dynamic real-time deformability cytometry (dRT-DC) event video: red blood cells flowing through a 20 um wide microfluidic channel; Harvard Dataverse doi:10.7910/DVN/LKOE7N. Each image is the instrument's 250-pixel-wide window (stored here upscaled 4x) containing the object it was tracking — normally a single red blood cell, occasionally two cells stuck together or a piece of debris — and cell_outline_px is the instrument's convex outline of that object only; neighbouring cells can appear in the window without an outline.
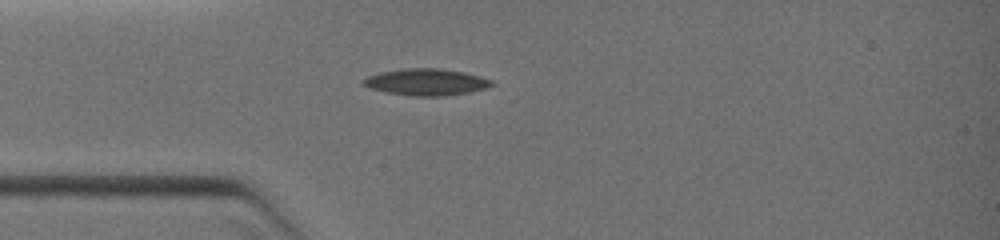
{"species": "common noctule bat (a hibernating species)", "species_latin": "Nyctalus noctula", "temperature_condition": "warm", "stored_images_in_passage": 41, "camera_frame_rate_fps": 3000, "um_per_image_px": 0.085, "animal": {"sex": "female", "body_mass_g": 19.0, "forearm_length_mm": 51.5}, "frame": {"image": 1, "passage_image": 1, "time_ms": 0.0, "image_size_px": [1000, 240], "cell_outline_px": [[496, 84], [488, 88], [468, 92], [444, 96], [412, 96], [388, 92], [372, 88], [360, 84], [360, 80], [368, 76], [380, 72], [404, 68], [440, 68], [464, 72], [480, 76], [492, 80]], "centroid_in_image_um": [36.24, 6.97], "position_along_channel_um": 48.8, "area_um2": 20.06}}
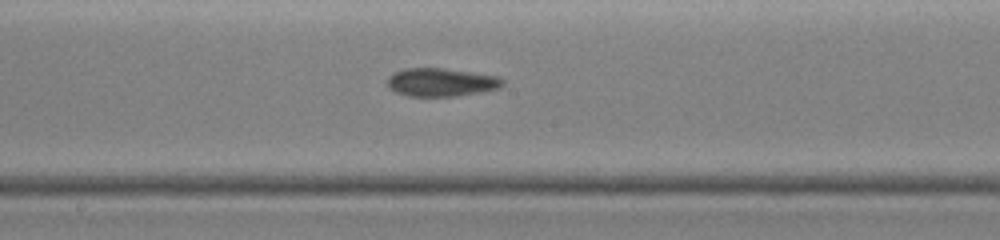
{"frame": {"image": 2, "passage_image": 17, "time_ms": 3.667, "image_size_px": [1000, 240], "cell_outline_px": [[504, 84], [500, 88], [480, 92], [456, 96], [408, 96], [396, 92], [388, 88], [388, 76], [404, 68], [444, 68], [496, 76], [504, 80]], "centroid_in_image_um": [37.49, 6.99], "position_along_channel_um": 210.7, "area_um2": 18.9}}
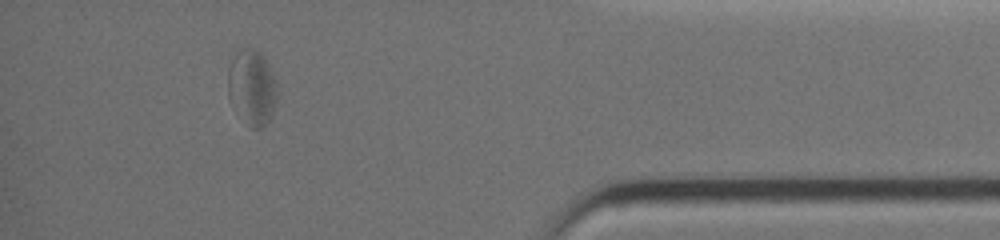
{"frame": {"image": 3, "passage_image": 33, "time_ms": 8.667, "image_size_px": [1000, 240], "cell_outline_px": [[276, 100], [272, 112], [268, 120], [260, 128], [252, 128], [228, 96], [228, 68], [232, 56], [240, 48], [256, 48], [264, 56], [276, 80]], "centroid_in_image_um": [21.41, 7.32], "position_along_channel_um": 413.8, "area_um2": 21.15}}